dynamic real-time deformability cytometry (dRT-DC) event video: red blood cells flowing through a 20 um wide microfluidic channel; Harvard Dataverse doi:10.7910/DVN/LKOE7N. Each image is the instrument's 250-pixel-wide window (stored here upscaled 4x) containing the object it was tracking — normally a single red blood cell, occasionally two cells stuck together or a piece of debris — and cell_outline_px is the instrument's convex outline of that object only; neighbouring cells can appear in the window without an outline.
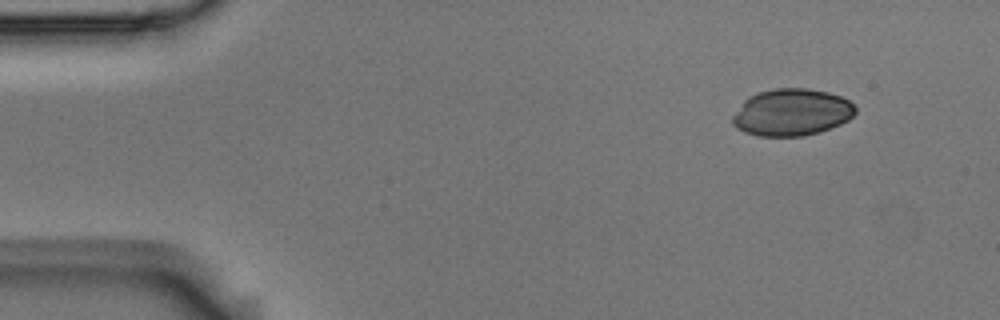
{"species": "Egyptian fruit bat (a non-hibernating species)", "species_latin": "Rousettus aegyptiacus", "temperature_condition": "room temperature", "stored_images_in_passage": 2, "camera_frame_rate_fps": 3000, "um_per_image_px": 0.085, "animal": {"sex": "male"}, "frame": {"image": 1, "passage_image": 2, "time_ms": 0.333, "image_size_px": [1000, 320], "cell_outline_px": [[856, 112], [848, 120], [840, 124], [820, 132], [804, 136], [756, 136], [744, 132], [736, 128], [732, 124], [732, 116], [744, 100], [756, 92], [776, 88], [808, 88], [828, 92], [840, 96], [848, 100], [856, 108]], "centroid_in_image_um": [67.28, 9.55], "position_along_channel_um": 17.7, "area_um2": 33.81}}